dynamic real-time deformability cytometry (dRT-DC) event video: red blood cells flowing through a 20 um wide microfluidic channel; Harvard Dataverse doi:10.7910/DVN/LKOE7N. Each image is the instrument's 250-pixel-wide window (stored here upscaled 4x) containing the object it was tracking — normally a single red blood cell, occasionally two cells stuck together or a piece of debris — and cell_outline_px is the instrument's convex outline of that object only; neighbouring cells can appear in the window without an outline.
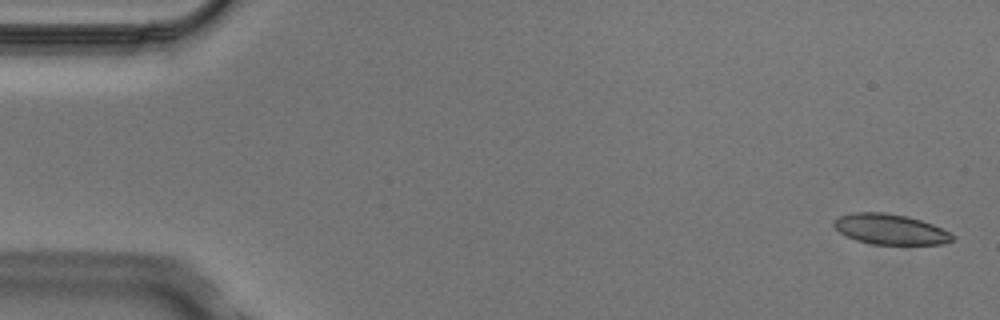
{"species": "Egyptian fruit bat (a non-hibernating species)", "species_latin": "Rousettus aegyptiacus", "temperature_condition": "cold", "stored_images_in_passage": 7, "camera_frame_rate_fps": 3000, "um_per_image_px": 0.085, "animal": {"sex": "male"}, "frame": {"image": 1, "passage_image": 1, "time_ms": 0.0, "image_size_px": [1000, 320], "cell_outline_px": [[952, 240], [940, 244], [872, 244], [856, 240], [840, 232], [832, 224], [840, 216], [852, 212], [884, 212], [908, 216], [932, 224], [948, 232], [952, 236]], "centroid_in_image_um": [75.63, 19.47], "position_along_channel_um": 9.4, "area_um2": 20.63}}
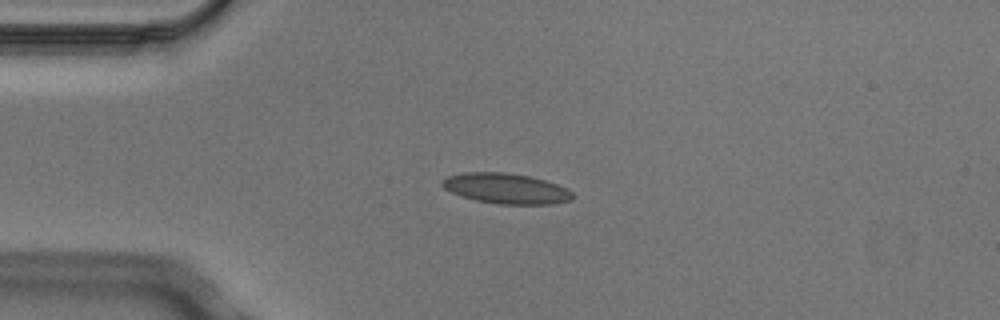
{"frame": {"image": 2, "passage_image": 4, "time_ms": 1.0, "image_size_px": [1000, 320], "cell_outline_px": [[572, 200], [552, 204], [500, 204], [476, 200], [452, 192], [444, 188], [440, 184], [440, 180], [448, 176], [464, 172], [504, 172], [528, 176], [544, 180], [568, 188], [572, 192]], "centroid_in_image_um": [43.01, 16.02], "position_along_channel_um": 42.0, "area_um2": 22.95}}
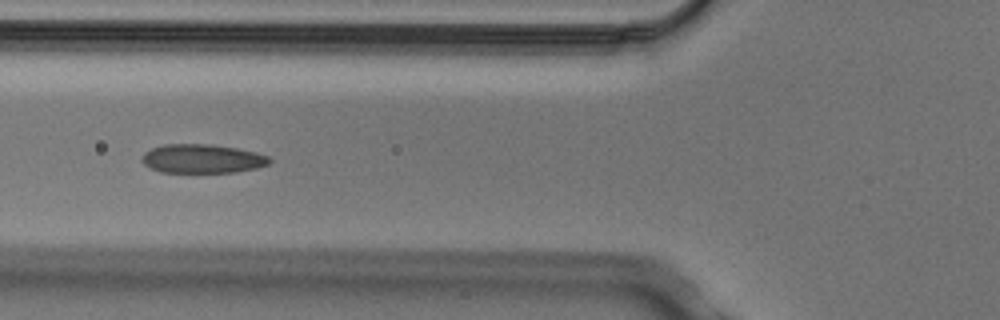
{"frame": {"image": 3, "passage_image": 6, "time_ms": 1.667, "image_size_px": [1000, 320], "cell_outline_px": [[272, 160], [268, 164], [256, 168], [236, 172], [160, 172], [144, 164], [140, 160], [144, 152], [152, 148], [164, 144], [208, 144], [236, 148], [256, 152], [268, 156]], "centroid_in_image_um": [17.18, 13.49], "position_along_channel_um": 108.6, "area_um2": 21.44}}